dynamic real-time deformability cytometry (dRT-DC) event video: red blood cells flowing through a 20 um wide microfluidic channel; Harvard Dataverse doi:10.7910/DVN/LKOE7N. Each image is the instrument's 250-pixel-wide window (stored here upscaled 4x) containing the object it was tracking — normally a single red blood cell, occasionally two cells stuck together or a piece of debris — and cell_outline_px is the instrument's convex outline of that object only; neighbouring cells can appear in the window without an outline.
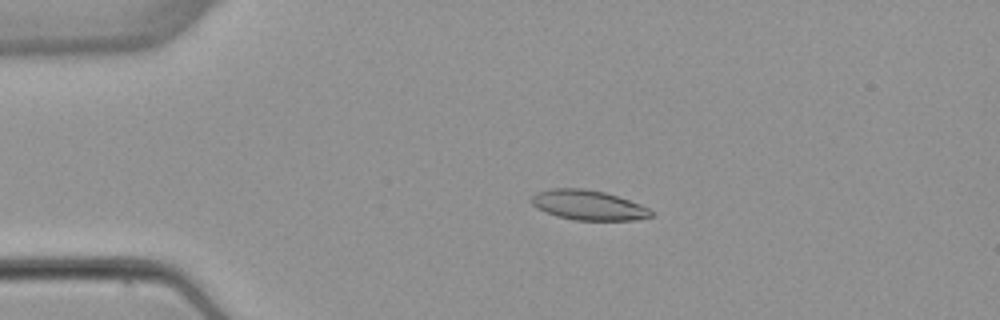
{"species": "common noctule bat (a hibernating species)", "species_latin": "Nyctalus noctula", "temperature_condition": "warm", "stored_images_in_passage": 5, "camera_frame_rate_fps": 3000, "um_per_image_px": 0.085, "animal": {"sex": "female", "body_mass_g": 22.7, "forearm_length_mm": 54.2}, "frame": {"image": 1, "passage_image": 4, "time_ms": 3.667, "image_size_px": [1000, 320], "cell_outline_px": [[652, 216], [632, 220], [576, 220], [556, 216], [536, 208], [532, 204], [532, 196], [536, 192], [552, 188], [580, 188], [604, 192], [640, 204], [648, 208], [652, 212]], "centroid_in_image_um": [49.96, 17.43], "position_along_channel_um": 35.0, "area_um2": 20.58}}